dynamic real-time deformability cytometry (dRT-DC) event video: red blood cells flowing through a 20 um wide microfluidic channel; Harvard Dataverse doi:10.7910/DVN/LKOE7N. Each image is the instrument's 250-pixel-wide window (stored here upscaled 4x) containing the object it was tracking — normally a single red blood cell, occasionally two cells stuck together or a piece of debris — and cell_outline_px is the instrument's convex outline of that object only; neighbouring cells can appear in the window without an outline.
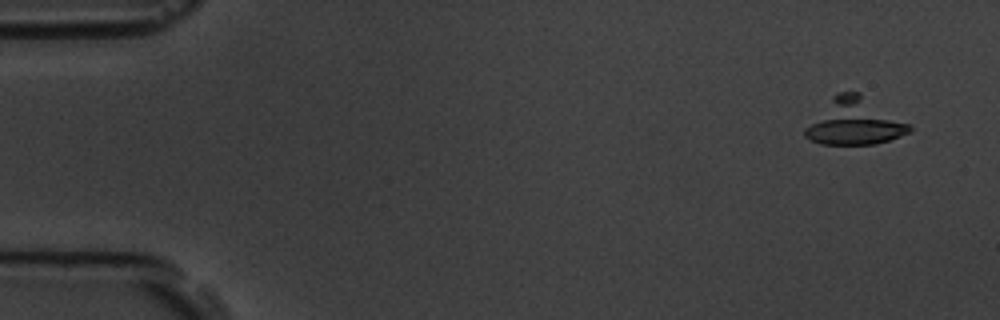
{"species": "common noctule bat (a hibernating species)", "species_latin": "Nyctalus noctula", "temperature_condition": "room temperature", "stored_images_in_passage": 7, "camera_frame_rate_fps": 3000, "um_per_image_px": 0.085, "animal": {"sex": "male", "body_mass_g": 19.5, "forearm_length_mm": 54.6}, "frame": {"image": 1, "passage_image": 1, "time_ms": 0.0, "image_size_px": [1000, 320], "cell_outline_px": [[912, 132], [876, 144], [820, 144], [804, 136], [804, 128], [832, 96], [840, 92], [860, 92], [912, 124]], "centroid_in_image_um": [72.68, 10.35], "position_along_channel_um": 12.3, "area_um2": 28.38}}
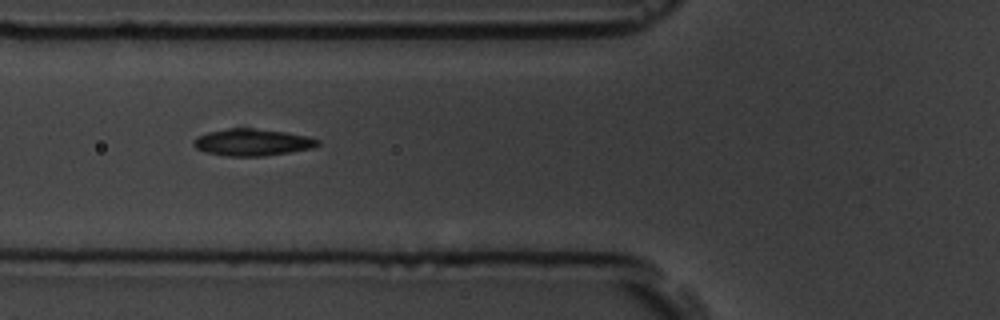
{"frame": {"image": 2, "passage_image": 6, "time_ms": 6.0, "image_size_px": [1000, 320], "cell_outline_px": [[320, 144], [312, 148], [264, 156], [228, 156], [208, 152], [196, 148], [192, 144], [192, 140], [196, 136], [208, 132], [228, 128], [252, 128], [288, 132], [308, 136], [320, 140]], "centroid_in_image_um": [21.45, 12.08], "position_along_channel_um": 104.4, "area_um2": 19.48}}
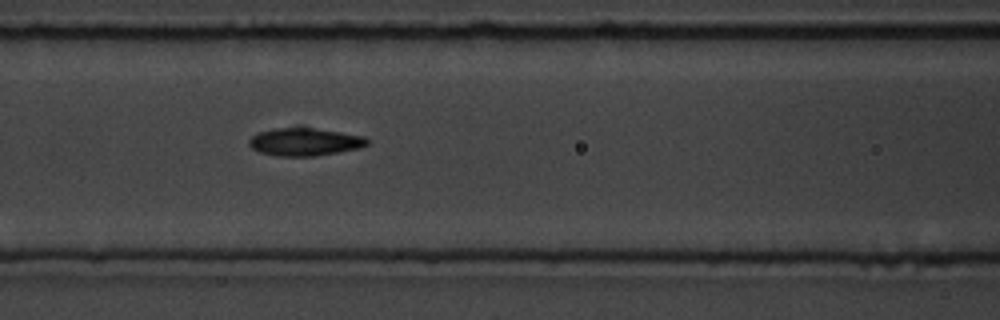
{"frame": {"image": 3, "passage_image": 7, "time_ms": 7.0, "image_size_px": [1000, 320], "cell_outline_px": [[368, 144], [360, 148], [316, 156], [276, 156], [260, 152], [252, 148], [248, 144], [248, 140], [252, 136], [260, 132], [276, 128], [296, 124], [300, 124], [364, 136], [368, 140]], "centroid_in_image_um": [25.9, 12.01], "position_along_channel_um": 140.7, "area_um2": 19.88}}